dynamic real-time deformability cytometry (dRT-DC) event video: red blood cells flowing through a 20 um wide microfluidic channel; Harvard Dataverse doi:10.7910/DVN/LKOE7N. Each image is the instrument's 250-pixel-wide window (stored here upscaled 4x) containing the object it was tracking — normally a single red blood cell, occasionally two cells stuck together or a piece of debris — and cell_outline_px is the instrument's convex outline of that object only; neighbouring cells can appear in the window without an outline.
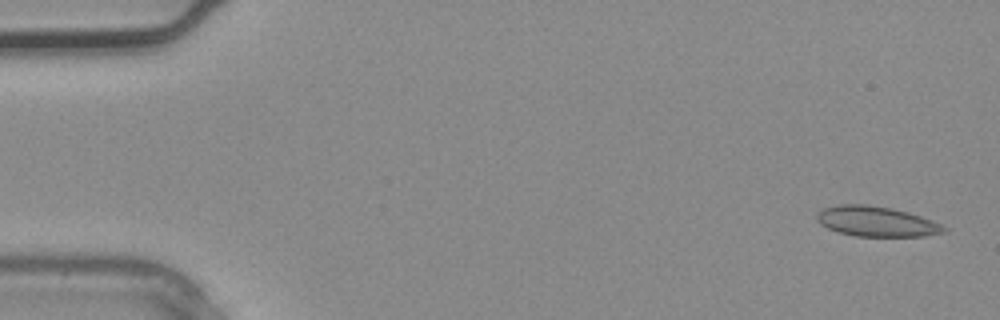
{"species": "common noctule bat (a hibernating species)", "species_latin": "Nyctalus noctula", "temperature_condition": "warm", "stored_images_in_passage": 3, "camera_frame_rate_fps": 3000, "um_per_image_px": 0.085, "animal": {"sex": "male", "body_mass_g": 20.4}, "frame": {"image": 1, "passage_image": 1, "time_ms": 0.0, "image_size_px": [1000, 320], "cell_outline_px": [[948, 232], [924, 236], [856, 236], [836, 232], [820, 224], [816, 220], [816, 216], [824, 208], [840, 204], [868, 204], [892, 208], [908, 212], [932, 220], [948, 228]], "centroid_in_image_um": [74.51, 18.83], "position_along_channel_um": 10.5, "area_um2": 22.43}}
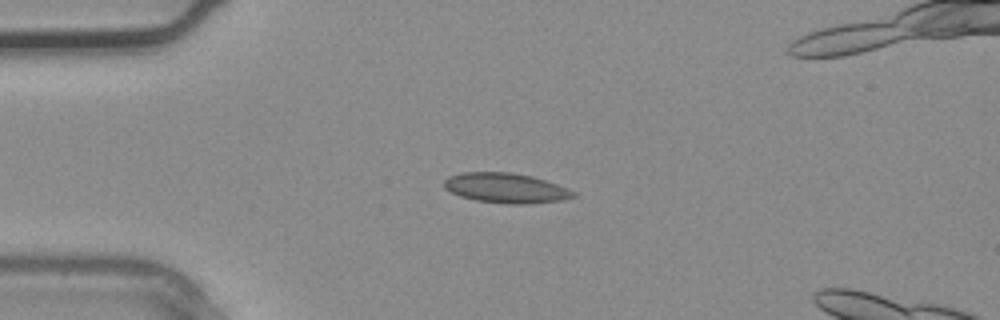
{"frame": {"image": 2, "passage_image": 3, "time_ms": 0.667, "image_size_px": [1000, 320], "cell_outline_px": [[576, 196], [560, 200], [528, 204], [504, 204], [476, 200], [460, 196], [444, 188], [444, 180], [448, 176], [464, 172], [512, 172], [532, 176], [568, 188], [576, 192]], "centroid_in_image_um": [42.99, 15.98], "position_along_channel_um": 42.0, "area_um2": 22.54}}